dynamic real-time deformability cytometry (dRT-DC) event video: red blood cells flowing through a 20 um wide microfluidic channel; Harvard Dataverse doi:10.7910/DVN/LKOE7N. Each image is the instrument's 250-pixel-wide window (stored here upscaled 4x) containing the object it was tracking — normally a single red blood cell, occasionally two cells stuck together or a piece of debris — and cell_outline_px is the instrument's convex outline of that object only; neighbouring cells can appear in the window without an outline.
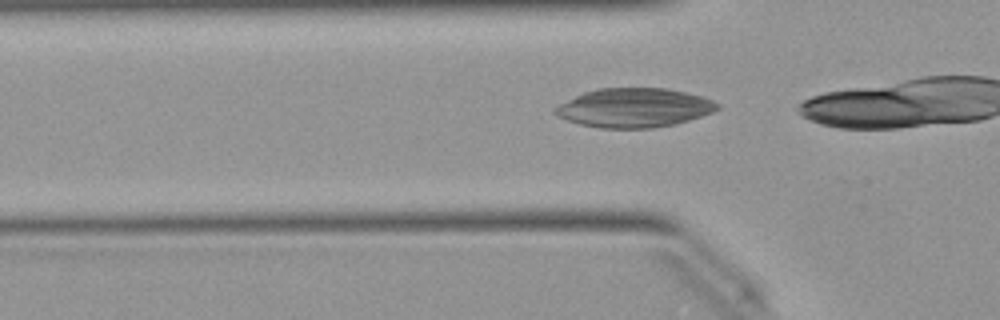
{"species": "Egyptian fruit bat (a non-hibernating species)", "species_latin": "Rousettus aegyptiacus", "temperature_condition": "warm", "stored_images_in_passage": 31, "camera_frame_rate_fps": 3000, "um_per_image_px": 0.085, "animal": {"sex": "female"}, "frame": {"image": 1, "passage_image": 8, "time_ms": 2.333, "image_size_px": [1000, 320], "cell_outline_px": [[720, 108], [712, 112], [676, 124], [652, 128], [600, 128], [580, 124], [556, 116], [552, 112], [560, 104], [584, 92], [600, 88], [668, 88], [700, 96], [712, 100], [720, 104]], "centroid_in_image_um": [53.91, 9.16], "position_along_channel_um": 71.9, "area_um2": 36.76}}
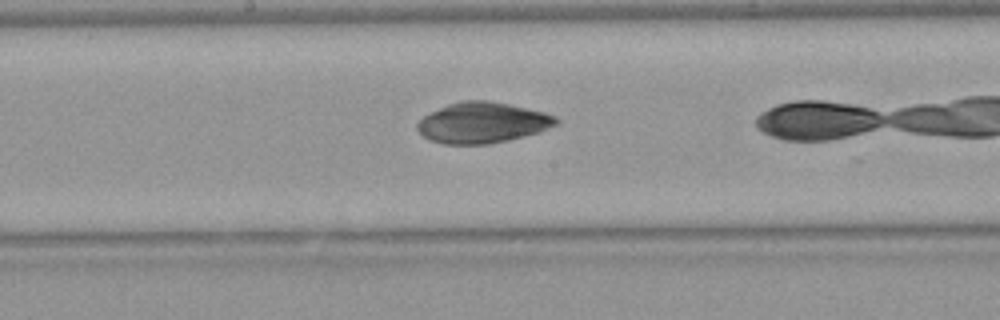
{"frame": {"image": 2, "passage_image": 18, "time_ms": 5.667, "image_size_px": [1000, 320], "cell_outline_px": [[560, 120], [556, 124], [540, 132], [508, 140], [488, 144], [444, 144], [432, 140], [424, 136], [416, 128], [416, 124], [424, 116], [448, 104], [464, 100], [488, 100], [508, 104], [544, 112], [556, 116]], "centroid_in_image_um": [41.03, 10.43], "position_along_channel_um": 207.2, "area_um2": 32.71}}
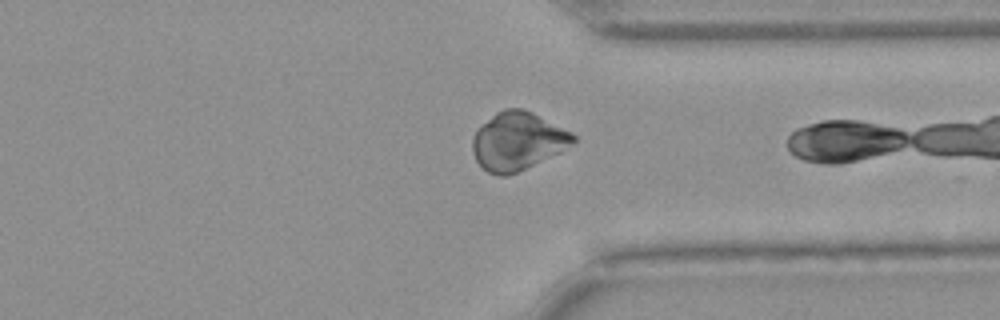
{"frame": {"image": 3, "passage_image": 30, "time_ms": 9.667, "image_size_px": [1000, 320], "cell_outline_px": [[576, 140], [572, 144], [560, 152], [508, 176], [496, 176], [488, 172], [476, 160], [472, 152], [472, 140], [476, 132], [496, 112], [504, 108], [524, 108], [572, 132], [576, 136]], "centroid_in_image_um": [44.01, 12.0], "position_along_channel_um": 367.4, "area_um2": 33.76}}